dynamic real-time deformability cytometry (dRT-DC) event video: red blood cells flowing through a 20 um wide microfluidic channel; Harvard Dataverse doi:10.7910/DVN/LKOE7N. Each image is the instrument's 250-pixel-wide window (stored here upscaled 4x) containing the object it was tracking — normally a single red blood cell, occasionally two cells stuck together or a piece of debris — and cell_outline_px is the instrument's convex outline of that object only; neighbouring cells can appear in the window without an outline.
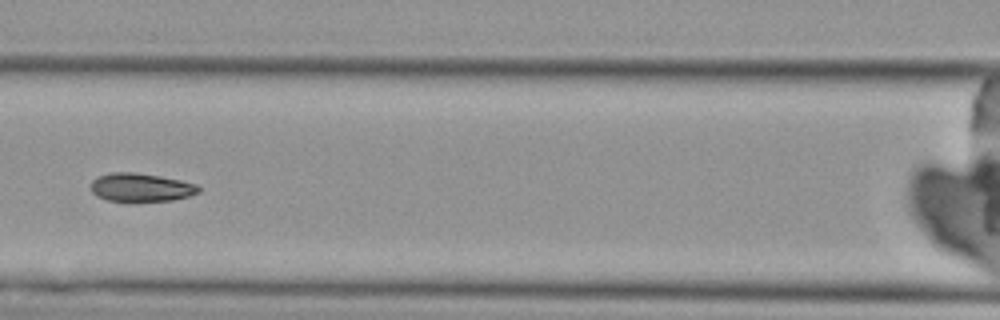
{"species": "Egyptian fruit bat (a non-hibernating species)", "species_latin": "Rousettus aegyptiacus", "temperature_condition": "cold", "stored_images_in_passage": 8, "camera_frame_rate_fps": 3000, "um_per_image_px": 0.085, "animal": {"sex": "female"}, "frame": {"image": 1, "passage_image": 5, "time_ms": 5.667, "image_size_px": [1000, 320], "cell_outline_px": [[200, 192], [188, 196], [172, 200], [108, 200], [96, 196], [92, 192], [92, 180], [100, 176], [112, 172], [132, 172], [160, 176], [180, 180], [196, 184], [200, 188]], "centroid_in_image_um": [11.99, 15.91], "position_along_channel_um": 154.6, "area_um2": 17.4}}
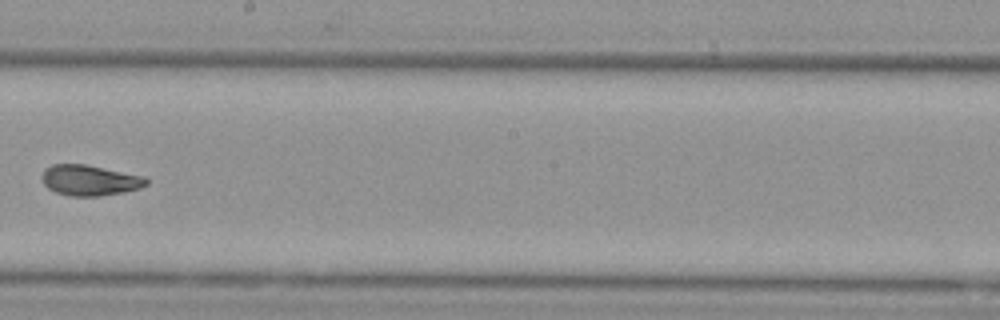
{"frame": {"image": 2, "passage_image": 7, "time_ms": 8.0, "image_size_px": [1000, 320], "cell_outline_px": [[148, 184], [140, 188], [124, 192], [100, 196], [72, 196], [56, 192], [48, 188], [44, 184], [40, 176], [44, 168], [52, 164], [84, 164], [144, 176], [148, 180]], "centroid_in_image_um": [7.6, 15.32], "position_along_channel_um": 240.6, "area_um2": 18.67}}
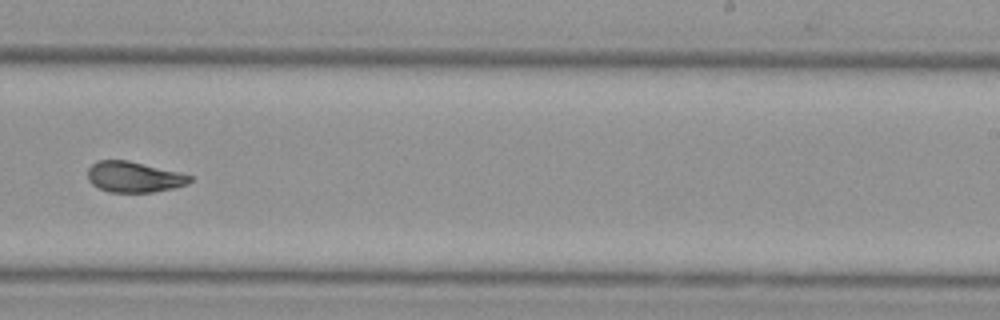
{"frame": {"image": 3, "passage_image": 8, "time_ms": 9.0, "image_size_px": [1000, 320], "cell_outline_px": [[192, 180], [188, 184], [172, 188], [152, 192], [108, 192], [92, 184], [88, 180], [88, 168], [96, 160], [128, 160], [180, 172], [192, 176]], "centroid_in_image_um": [11.38, 15.03], "position_along_channel_um": 277.6, "area_um2": 18.32}}